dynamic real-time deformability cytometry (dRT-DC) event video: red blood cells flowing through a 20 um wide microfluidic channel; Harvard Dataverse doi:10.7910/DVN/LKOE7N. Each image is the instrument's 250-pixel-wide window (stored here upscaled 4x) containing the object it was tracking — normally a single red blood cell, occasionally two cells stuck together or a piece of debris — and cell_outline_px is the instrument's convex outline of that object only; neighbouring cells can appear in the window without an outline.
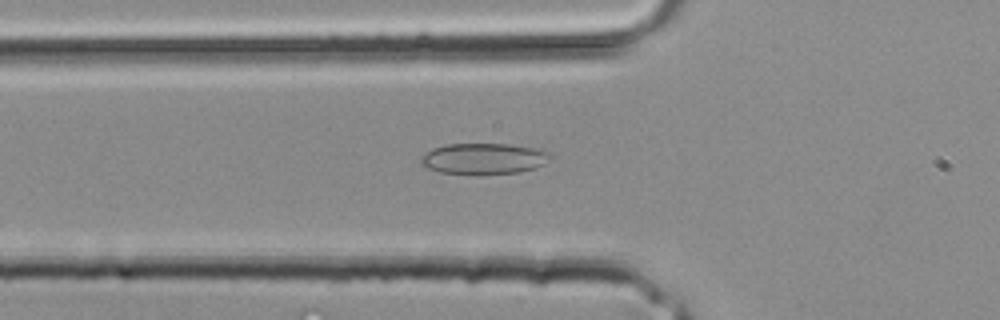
{"species": "common noctule bat (a hibernating species)", "species_latin": "Nyctalus noctula", "temperature_condition": "room temperature", "stored_images_in_passage": 26, "camera_frame_rate_fps": 3000, "um_per_image_px": 0.085, "animal": {"sex": "male", "body_mass_g": 20.4}, "frame": {"image": 1, "passage_image": 4, "time_ms": 1.0, "image_size_px": [1000, 320], "cell_outline_px": [[552, 156], [544, 164], [536, 168], [520, 172], [440, 172], [428, 168], [420, 164], [420, 156], [432, 148], [448, 144], [508, 144], [532, 148], [548, 152]], "centroid_in_image_um": [41.09, 13.45], "position_along_channel_um": 84.7, "area_um2": 22.66}}
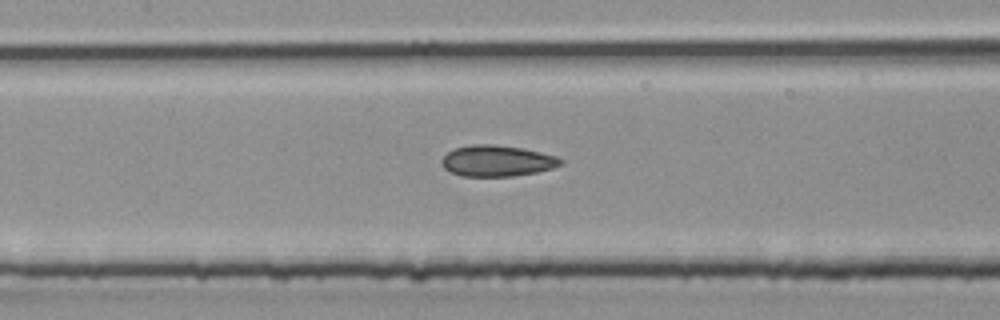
{"frame": {"image": 2, "passage_image": 8, "time_ms": 2.333, "image_size_px": [1000, 320], "cell_outline_px": [[564, 164], [552, 168], [536, 172], [512, 176], [460, 176], [444, 168], [440, 164], [440, 160], [452, 148], [472, 144], [492, 144], [520, 148], [540, 152], [556, 156], [564, 160]], "centroid_in_image_um": [42.22, 13.67], "position_along_channel_um": 165.2, "area_um2": 21.62}}
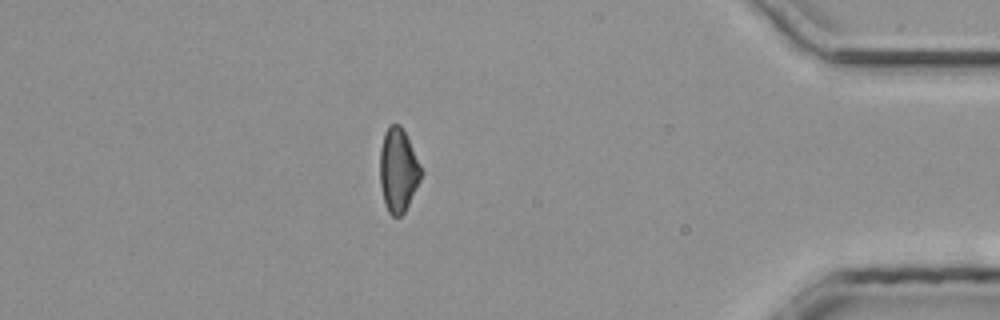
{"frame": {"image": 3, "passage_image": 22, "time_ms": 7.0, "image_size_px": [1000, 320], "cell_outline_px": [[424, 172], [404, 212], [400, 216], [392, 216], [388, 212], [384, 204], [380, 184], [380, 148], [384, 132], [388, 124], [400, 124]], "centroid_in_image_um": [33.83, 14.46], "position_along_channel_um": 401.4, "area_um2": 20.06}}